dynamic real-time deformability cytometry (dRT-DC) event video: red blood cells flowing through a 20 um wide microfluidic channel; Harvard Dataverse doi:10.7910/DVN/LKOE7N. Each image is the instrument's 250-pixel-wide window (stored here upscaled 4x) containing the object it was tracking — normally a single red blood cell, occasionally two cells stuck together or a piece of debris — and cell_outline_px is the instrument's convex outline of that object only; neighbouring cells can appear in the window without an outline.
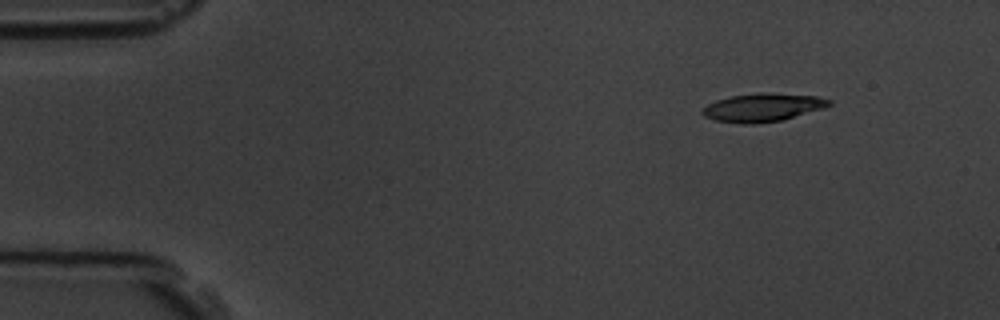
{"species": "common noctule bat (a hibernating species)", "species_latin": "Nyctalus noctula", "temperature_condition": "room temperature", "stored_images_in_passage": 4, "camera_frame_rate_fps": 3000, "um_per_image_px": 0.085, "animal": {"sex": "male", "body_mass_g": 19.5, "forearm_length_mm": 54.6}, "frame": {"image": 1, "passage_image": 2, "time_ms": 1.333, "image_size_px": [1000, 320], "cell_outline_px": [[832, 104], [824, 108], [784, 120], [752, 124], [744, 124], [716, 120], [704, 116], [700, 112], [700, 108], [716, 100], [732, 96], [760, 92], [768, 92], [816, 96], [832, 100]], "centroid_in_image_um": [64.84, 9.13], "position_along_channel_um": 20.2, "area_um2": 21.04}}
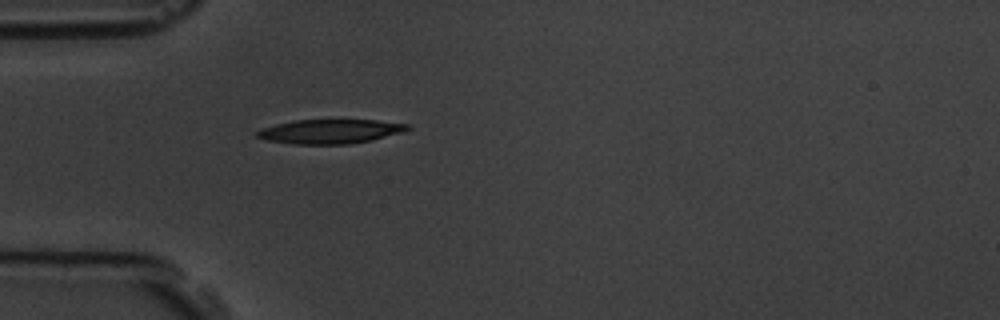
{"frame": {"image": 2, "passage_image": 4, "time_ms": 4.667, "image_size_px": [1000, 320], "cell_outline_px": [[412, 128], [404, 132], [372, 140], [348, 144], [292, 144], [268, 140], [256, 136], [256, 132], [264, 128], [276, 124], [296, 120], [376, 120], [408, 124]], "centroid_in_image_um": [28.12, 11.17], "position_along_channel_um": 56.9, "area_um2": 21.15}}